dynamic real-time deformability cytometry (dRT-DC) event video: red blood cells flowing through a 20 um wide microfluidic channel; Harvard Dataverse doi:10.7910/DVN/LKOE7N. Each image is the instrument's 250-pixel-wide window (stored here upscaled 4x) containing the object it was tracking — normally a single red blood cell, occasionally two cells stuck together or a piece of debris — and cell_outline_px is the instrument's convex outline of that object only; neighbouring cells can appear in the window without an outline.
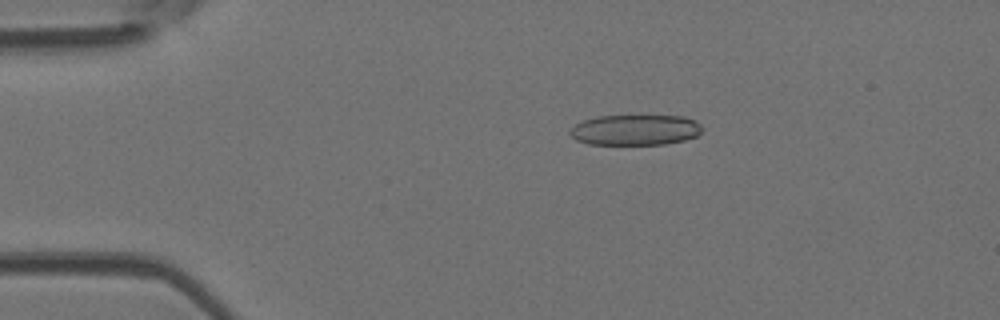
{"species": "Egyptian fruit bat (a non-hibernating species)", "species_latin": "Rousettus aegyptiacus", "temperature_condition": "room temperature", "stored_images_in_passage": 37, "camera_frame_rate_fps": 3000, "um_per_image_px": 0.085, "animal": {"sex": "female"}, "frame": {"image": 1, "passage_image": 2, "time_ms": 0.333, "image_size_px": [1000, 320], "cell_outline_px": [[704, 128], [696, 136], [684, 140], [664, 144], [588, 144], [576, 140], [568, 132], [576, 124], [584, 120], [600, 116], [684, 116], [696, 120]], "centroid_in_image_um": [54.02, 11.04], "position_along_channel_um": 31.0, "area_um2": 23.47}}
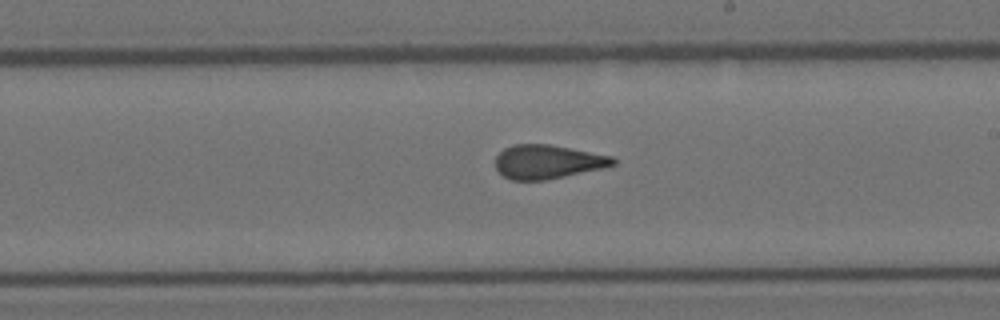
{"frame": {"image": 2, "passage_image": 22, "time_ms": 7.0, "image_size_px": [1000, 320], "cell_outline_px": [[616, 164], [604, 168], [544, 180], [512, 180], [504, 176], [496, 168], [496, 156], [504, 148], [512, 144], [548, 144], [612, 156], [616, 160]], "centroid_in_image_um": [46.54, 13.75], "position_along_channel_um": 242.5, "area_um2": 23.06}}
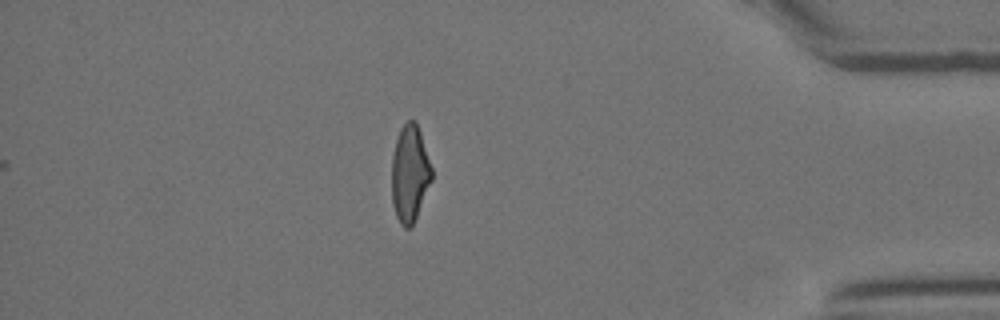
{"frame": {"image": 3, "passage_image": 37, "time_ms": 12.0, "image_size_px": [1000, 320], "cell_outline_px": [[432, 180], [412, 228], [404, 228], [400, 224], [396, 216], [392, 204], [392, 156], [396, 140], [400, 128], [408, 120], [416, 120], [432, 168]], "centroid_in_image_um": [34.83, 14.78], "position_along_channel_um": 400.4, "area_um2": 22.72}, "authors_computed_cell_mechanics": {"area_um2": 23.987, "velocity_mm_per_s": 3.9249, "shape_relaxation_time_tau1_ms": null, "shape_relaxation_time_tau2_ms": 1.183, "deformation_change_tau1": null, "deformation_change_tau2": 0.083}}